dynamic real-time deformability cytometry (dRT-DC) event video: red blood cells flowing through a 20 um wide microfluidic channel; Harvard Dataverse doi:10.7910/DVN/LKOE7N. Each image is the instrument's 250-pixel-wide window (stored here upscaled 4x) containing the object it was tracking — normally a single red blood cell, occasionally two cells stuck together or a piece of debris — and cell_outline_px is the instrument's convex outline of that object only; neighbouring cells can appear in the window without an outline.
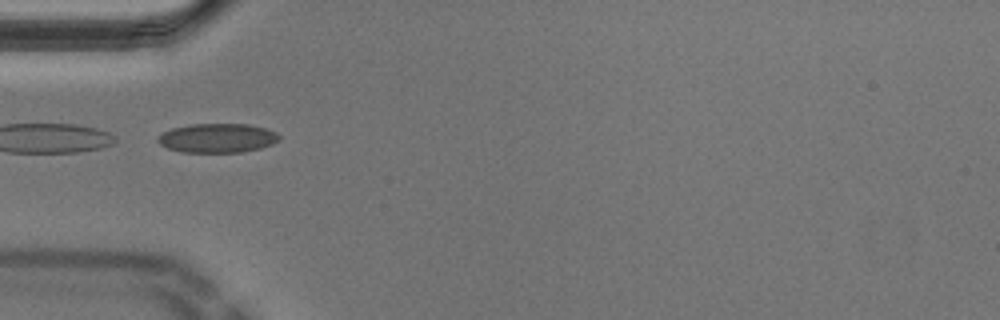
{"species": "Egyptian fruit bat (a non-hibernating species)", "species_latin": "Rousettus aegyptiacus", "temperature_condition": "cold", "stored_images_in_passage": 37, "camera_frame_rate_fps": 3000, "um_per_image_px": 0.085, "animal": {"sex": "male"}, "frame": {"image": 1, "passage_image": 1, "time_ms": 0.0, "image_size_px": [1000, 320], "cell_outline_px": [[280, 140], [272, 144], [260, 148], [240, 152], [180, 152], [168, 148], [160, 144], [156, 140], [156, 136], [172, 128], [192, 124], [248, 124], [264, 128], [276, 132], [280, 136]], "centroid_in_image_um": [18.46, 11.73], "position_along_channel_um": 66.5, "area_um2": 20.63}}
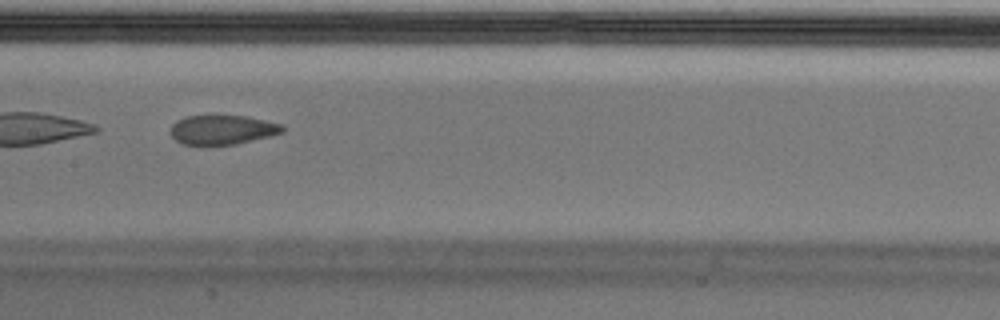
{"frame": {"image": 2, "passage_image": 11, "time_ms": 3.333, "image_size_px": [1000, 320], "cell_outline_px": [[284, 132], [236, 144], [212, 148], [204, 148], [180, 144], [172, 136], [172, 124], [176, 120], [188, 116], [244, 116], [284, 124]], "centroid_in_image_um": [18.86, 11.08], "position_along_channel_um": 188.5, "area_um2": 19.77}, "authors_computed_cell_mechanics": {"area_um2": 20.6346, "velocity_mm_per_s": 3.6376, "shape_relaxation_time_tau1_ms": null, "shape_relaxation_time_tau2_ms": 1.2419, "deformation_change_tau1": null, "deformation_change_tau2": 0.0427}}